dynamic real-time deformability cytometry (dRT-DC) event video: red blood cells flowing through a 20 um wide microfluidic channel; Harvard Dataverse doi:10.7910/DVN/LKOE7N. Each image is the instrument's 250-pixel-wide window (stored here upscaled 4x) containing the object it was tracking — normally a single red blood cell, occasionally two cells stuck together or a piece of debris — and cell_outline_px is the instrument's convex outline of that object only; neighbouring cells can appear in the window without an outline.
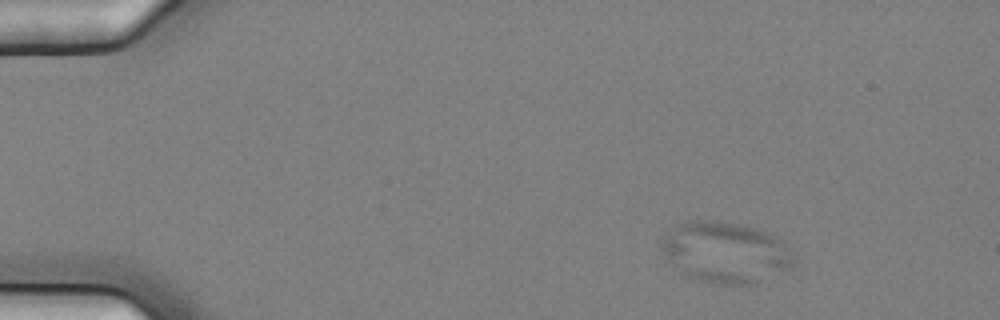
{"species": "common noctule bat (a hibernating species)", "species_latin": "Nyctalus noctula", "temperature_condition": "cold", "stored_images_in_passage": 55, "camera_frame_rate_fps": 3000, "um_per_image_px": 0.085, "animal": {"sex": "female", "body_mass_g": 25.1}, "frame": {"image": 1, "passage_image": 6, "time_ms": 1.667, "image_size_px": [1000, 320], "cell_outline_px": [[796, 264], [792, 268], [756, 284], [716, 284], [700, 280], [688, 276], [680, 272], [668, 260], [660, 248], [660, 244], [664, 236], [676, 224], [688, 220], [720, 220], [740, 224], [776, 236], [784, 244], [796, 260]], "centroid_in_image_um": [61.66, 21.45], "position_along_channel_um": 23.3, "area_um2": 47.22}}
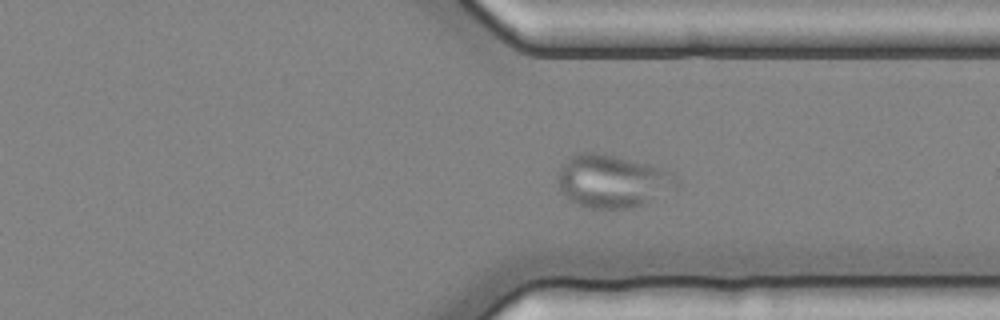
{"frame": {"image": 2, "passage_image": 42, "time_ms": 13.667, "image_size_px": [1000, 320], "cell_outline_px": [[680, 180], [640, 204], [632, 208], [588, 208], [568, 200], [560, 188], [556, 180], [556, 172], [568, 156], [576, 152], [600, 152], [648, 164], [676, 172]], "centroid_in_image_um": [51.92, 15.35], "position_along_channel_um": 359.5, "area_um2": 36.18}}
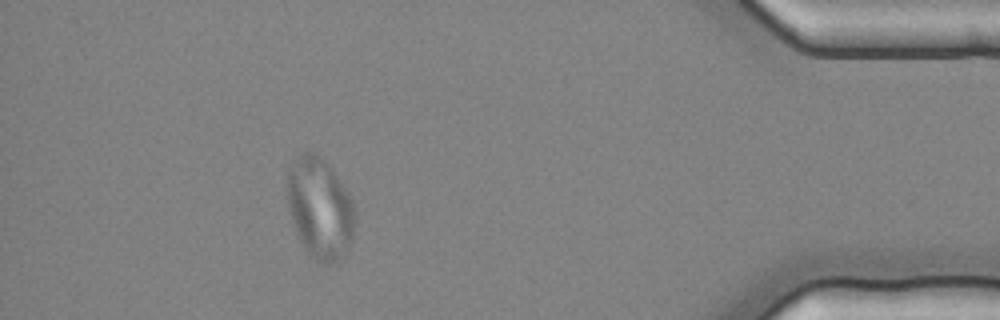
{"frame": {"image": 3, "passage_image": 50, "time_ms": 16.333, "image_size_px": [1000, 320], "cell_outline_px": [[356, 216], [352, 240], [348, 252], [344, 256], [332, 264], [320, 264], [308, 252], [300, 240], [296, 232], [292, 220], [288, 204], [288, 172], [292, 160], [300, 152], [316, 152], [324, 160], [348, 192], [352, 200], [356, 212]], "centroid_in_image_um": [27.21, 17.72], "position_along_channel_um": 408.0, "area_um2": 40.0}}